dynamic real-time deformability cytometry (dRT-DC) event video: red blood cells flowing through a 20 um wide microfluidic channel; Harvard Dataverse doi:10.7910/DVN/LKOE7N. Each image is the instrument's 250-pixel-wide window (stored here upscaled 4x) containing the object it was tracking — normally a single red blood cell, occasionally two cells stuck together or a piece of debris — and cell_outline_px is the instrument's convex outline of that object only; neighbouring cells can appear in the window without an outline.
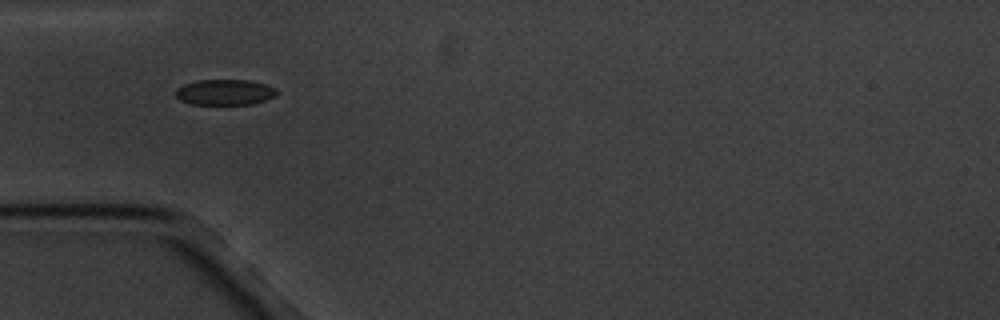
{"species": "common noctule bat (a hibernating species)", "species_latin": "Nyctalus noctula", "temperature_condition": "cold", "stored_images_in_passage": 6, "segment_of_instrument_passage": [2, 2], "camera_frame_rate_fps": 3000, "um_per_image_px": 0.085, "animal": {"sex": "male", "body_mass_g": 20.1, "forearm_length_mm": 53.5}, "frame": {"image": 1, "passage_image": 5, "time_ms": 4.667, "image_size_px": [1000, 320], "cell_outline_px": [[280, 92], [276, 96], [252, 104], [192, 104], [180, 100], [176, 96], [176, 88], [184, 84], [196, 80], [248, 80], [264, 84], [276, 88]], "centroid_in_image_um": [19.12, 7.83], "position_along_channel_um": 65.9, "area_um2": 15.14}}
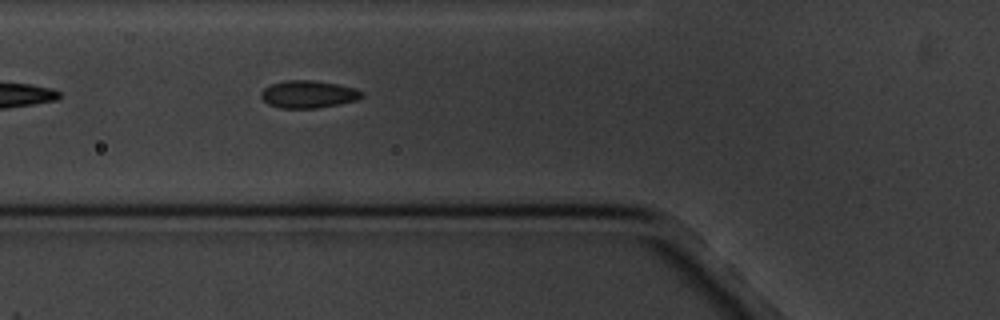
{"frame": {"image": 2, "passage_image": 6, "time_ms": 5.667, "image_size_px": [1000, 320], "cell_outline_px": [[364, 96], [356, 100], [340, 104], [316, 108], [280, 108], [268, 104], [260, 96], [260, 92], [264, 88], [272, 84], [288, 80], [312, 80], [336, 84], [356, 88], [364, 92]], "centroid_in_image_um": [26.22, 8.01], "position_along_channel_um": 99.6, "area_um2": 16.13}}